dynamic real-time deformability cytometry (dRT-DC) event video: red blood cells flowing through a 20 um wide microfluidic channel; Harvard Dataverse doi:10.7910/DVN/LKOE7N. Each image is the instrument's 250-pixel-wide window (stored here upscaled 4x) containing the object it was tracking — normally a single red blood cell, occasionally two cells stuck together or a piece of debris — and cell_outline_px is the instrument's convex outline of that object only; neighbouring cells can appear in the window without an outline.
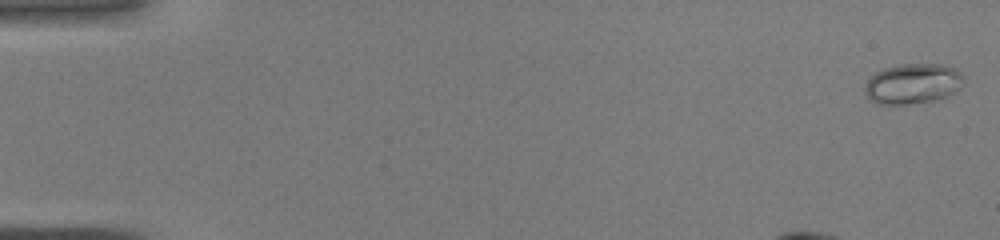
{"species": "common noctule bat (a hibernating species)", "species_latin": "Nyctalus noctula", "temperature_condition": "warm", "stored_images_in_passage": 7, "camera_frame_rate_fps": 3000, "um_per_image_px": 0.085, "animal": {"sex": "male", "body_mass_g": 19.0, "forearm_length_mm": 50.8}, "frame": {"image": 1, "passage_image": 1, "time_ms": 0.0, "image_size_px": [1000, 240], "cell_outline_px": [[964, 80], [960, 88], [956, 92], [948, 96], [936, 100], [904, 104], [876, 104], [868, 100], [864, 96], [864, 88], [868, 80], [876, 72], [884, 68], [900, 64], [940, 64], [956, 68], [960, 72]], "centroid_in_image_um": [77.57, 7.12], "position_along_channel_um": 7.4, "area_um2": 23.47}}